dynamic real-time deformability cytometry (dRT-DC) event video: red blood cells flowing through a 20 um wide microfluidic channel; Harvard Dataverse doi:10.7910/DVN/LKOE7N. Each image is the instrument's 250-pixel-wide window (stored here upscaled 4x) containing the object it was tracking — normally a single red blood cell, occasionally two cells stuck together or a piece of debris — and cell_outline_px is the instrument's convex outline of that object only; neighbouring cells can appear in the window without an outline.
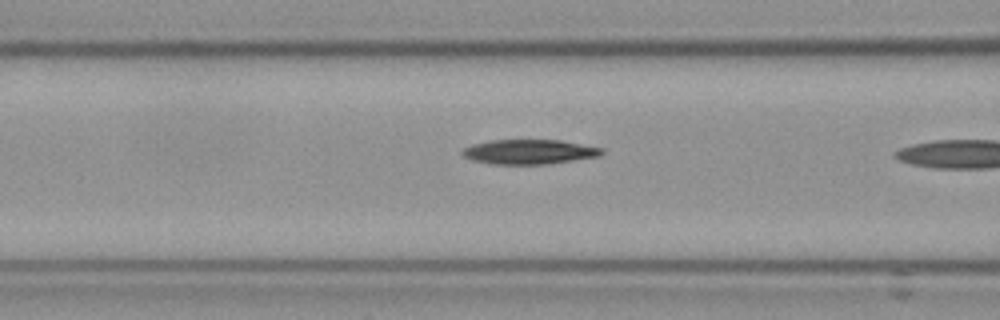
{"species": "Egyptian fruit bat (a non-hibernating species)", "species_latin": "Rousettus aegyptiacus", "temperature_condition": "cold", "stored_images_in_passage": 4, "camera_frame_rate_fps": 3000, "um_per_image_px": 0.085, "frame": {"image": 1, "passage_image": 3, "time_ms": 0.667, "image_size_px": [1000, 320], "cell_outline_px": [[604, 152], [600, 156], [544, 164], [496, 164], [472, 160], [464, 156], [460, 152], [464, 148], [472, 144], [488, 140], [560, 140], [604, 148]], "centroid_in_image_um": [44.98, 12.89], "position_along_channel_um": 121.6, "area_um2": 19.94}}